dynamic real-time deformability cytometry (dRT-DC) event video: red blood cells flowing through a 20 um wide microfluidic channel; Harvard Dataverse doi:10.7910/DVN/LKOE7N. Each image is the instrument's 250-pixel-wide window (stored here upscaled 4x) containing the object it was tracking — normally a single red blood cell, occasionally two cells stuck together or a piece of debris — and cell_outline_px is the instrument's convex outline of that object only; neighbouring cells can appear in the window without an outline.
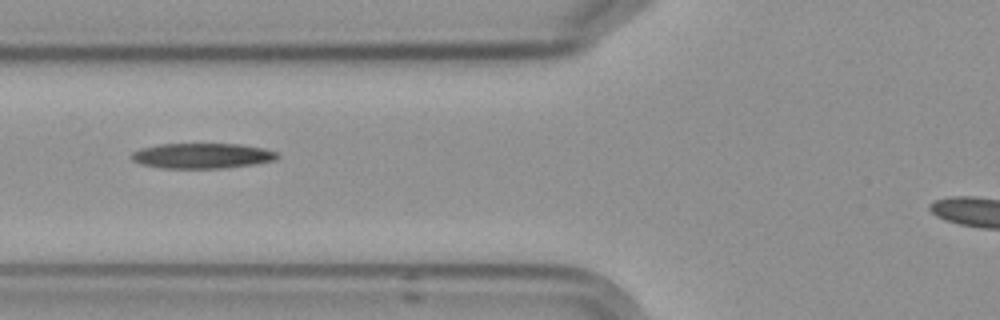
{"species": "Egyptian fruit bat (a non-hibernating species)", "species_latin": "Rousettus aegyptiacus", "temperature_condition": "cold", "stored_images_in_passage": 11, "camera_frame_rate_fps": 3000, "um_per_image_px": 0.085, "frame": {"image": 1, "passage_image": 2, "time_ms": 2.0, "image_size_px": [1000, 320], "cell_outline_px": [[280, 156], [276, 160], [252, 164], [224, 168], [160, 168], [140, 164], [132, 160], [132, 152], [140, 148], [160, 144], [240, 144], [264, 148], [276, 152]], "centroid_in_image_um": [17.17, 13.24], "position_along_channel_um": 108.6, "area_um2": 21.5}}
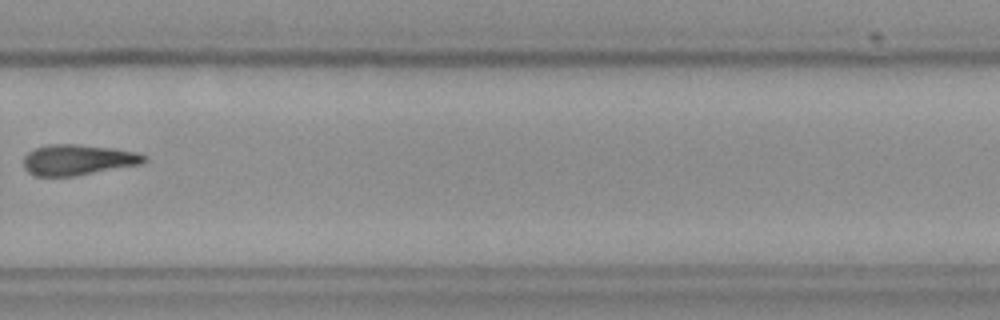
{"frame": {"image": 2, "passage_image": 7, "time_ms": 8.0, "image_size_px": [1000, 320], "cell_outline_px": [[148, 160], [140, 164], [72, 176], [36, 176], [28, 172], [24, 168], [24, 156], [28, 152], [36, 148], [48, 144], [76, 144], [112, 148], [136, 152], [144, 156]], "centroid_in_image_um": [6.58, 13.58], "position_along_channel_um": 323.2, "area_um2": 21.27}, "authors_computed_cell_mechanics": {"area_um2": 21.2704, "velocity_mm_per_s": 3.5806, "shape_relaxation_time_tau1_ms": 7.1764, "shape_relaxation_time_tau2_ms": null, "deformation_change_tau1": 0.1792, "deformation_change_tau2": null}}